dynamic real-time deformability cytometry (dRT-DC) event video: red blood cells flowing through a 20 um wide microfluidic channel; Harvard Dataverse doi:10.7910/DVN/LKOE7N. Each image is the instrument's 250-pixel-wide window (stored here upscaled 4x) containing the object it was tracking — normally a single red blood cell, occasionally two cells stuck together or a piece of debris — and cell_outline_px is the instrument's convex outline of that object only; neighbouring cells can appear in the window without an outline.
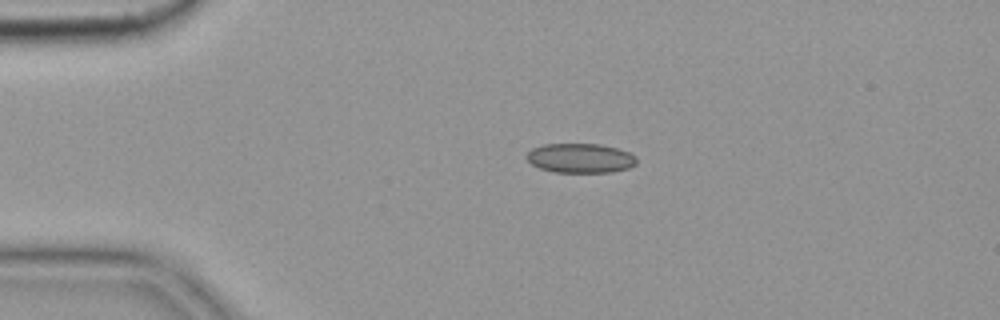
{"species": "common noctule bat (a hibernating species)", "species_latin": "Nyctalus noctula", "temperature_condition": "cold", "stored_images_in_passage": 6, "camera_frame_rate_fps": 3000, "um_per_image_px": 0.085, "animal": {"sex": "female", "body_mass_g": 19.9}, "frame": {"image": 1, "passage_image": 3, "time_ms": 0.667, "image_size_px": [1000, 320], "cell_outline_px": [[636, 164], [628, 168], [612, 172], [552, 172], [540, 168], [532, 164], [524, 156], [532, 148], [544, 144], [600, 144], [616, 148], [628, 152], [636, 156]], "centroid_in_image_um": [49.31, 13.44], "position_along_channel_um": 35.7, "area_um2": 18.9}}
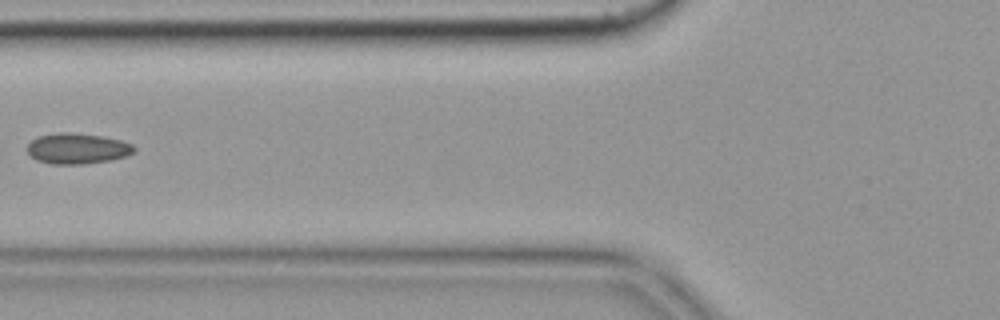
{"frame": {"image": 2, "passage_image": 5, "time_ms": 1.333, "image_size_px": [1000, 320], "cell_outline_px": [[136, 152], [112, 160], [84, 164], [52, 164], [36, 160], [28, 152], [28, 144], [36, 136], [60, 132], [68, 132], [100, 136], [120, 140], [132, 144], [136, 148]], "centroid_in_image_um": [6.58, 12.63], "position_along_channel_um": 119.2, "area_um2": 19.07}}